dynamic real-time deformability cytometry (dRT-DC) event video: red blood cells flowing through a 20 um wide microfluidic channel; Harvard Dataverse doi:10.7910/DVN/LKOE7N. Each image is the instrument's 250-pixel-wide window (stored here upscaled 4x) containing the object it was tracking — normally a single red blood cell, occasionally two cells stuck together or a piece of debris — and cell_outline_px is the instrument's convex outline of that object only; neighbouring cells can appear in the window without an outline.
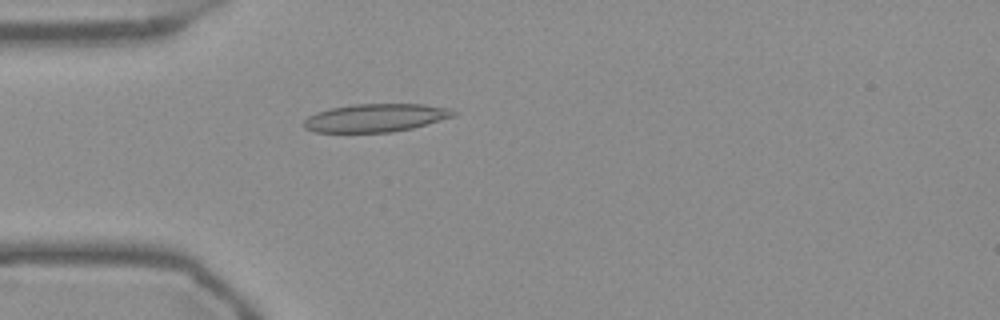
{"species": "Egyptian fruit bat (a non-hibernating species)", "species_latin": "Rousettus aegyptiacus", "temperature_condition": "warm", "stored_images_in_passage": 53, "camera_frame_rate_fps": 3000, "um_per_image_px": 0.085, "frame": {"image": 1, "passage_image": 15, "time_ms": 4.667, "image_size_px": [1000, 320], "cell_outline_px": [[456, 116], [412, 128], [392, 132], [316, 132], [304, 128], [304, 120], [308, 116], [316, 112], [332, 108], [352, 104], [424, 104], [452, 108], [456, 112]], "centroid_in_image_um": [31.96, 10.01], "position_along_channel_um": 53.0, "area_um2": 24.57}}
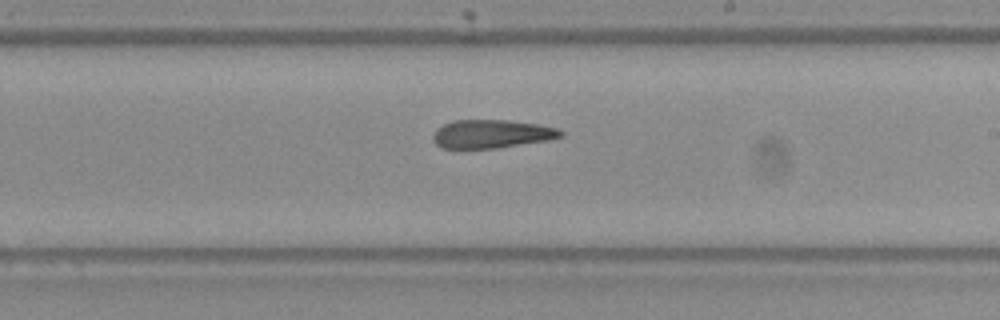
{"frame": {"image": 2, "passage_image": 31, "time_ms": 10.0, "image_size_px": [1000, 320], "cell_outline_px": [[564, 136], [548, 140], [496, 148], [440, 148], [432, 140], [432, 136], [436, 128], [452, 120], [508, 120], [540, 124], [560, 128], [564, 132]], "centroid_in_image_um": [41.8, 11.37], "position_along_channel_um": 247.2, "area_um2": 21.39}}
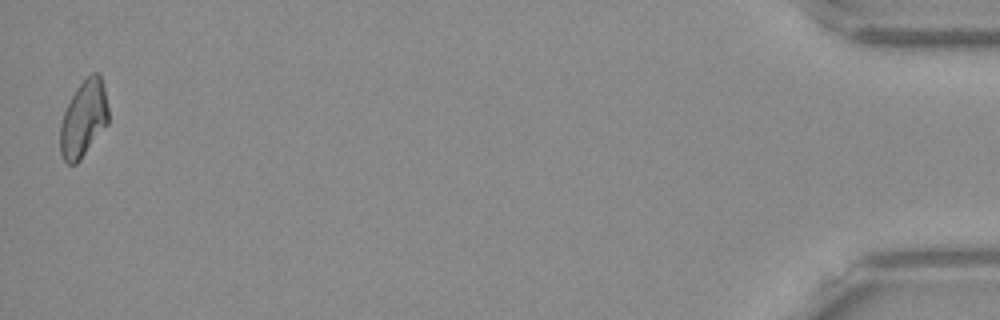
{"frame": {"image": 3, "passage_image": 53, "time_ms": 17.333, "image_size_px": [1000, 320], "cell_outline_px": [[108, 124], [80, 160], [76, 164], [68, 164], [64, 160], [60, 152], [60, 124], [64, 112], [76, 88], [92, 72], [96, 72], [100, 76], [104, 88], [108, 108]], "centroid_in_image_um": [7.1, 10.12], "position_along_channel_um": 428.1, "area_um2": 21.33}, "authors_computed_cell_mechanics": {"area_um2": 22.0796, "velocity_mm_per_s": 3.7626, "shape_relaxation_time_tau1_ms": null, "shape_relaxation_time_tau2_ms": 2.7354, "deformation_change_tau1": null, "deformation_change_tau2": 0.1226}}